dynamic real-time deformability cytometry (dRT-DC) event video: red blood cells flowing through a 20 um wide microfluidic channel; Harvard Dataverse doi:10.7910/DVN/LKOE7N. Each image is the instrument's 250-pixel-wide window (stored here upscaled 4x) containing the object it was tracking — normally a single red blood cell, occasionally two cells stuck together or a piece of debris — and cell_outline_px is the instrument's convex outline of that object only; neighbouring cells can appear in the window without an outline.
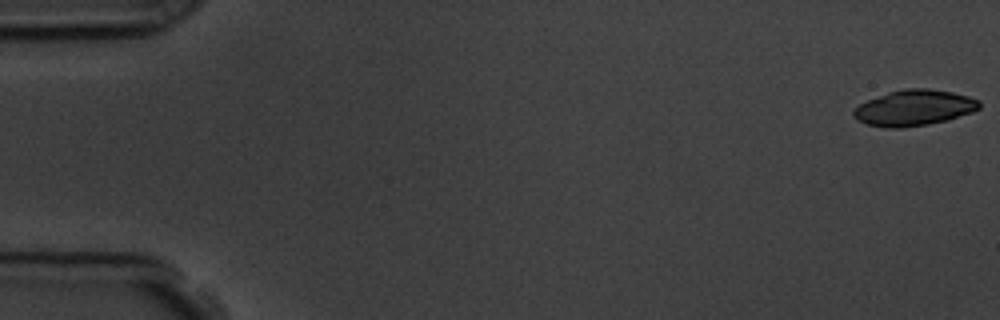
{"species": "common noctule bat (a hibernating species)", "species_latin": "Nyctalus noctula", "temperature_condition": "room temperature", "stored_images_in_passage": 57, "camera_frame_rate_fps": 3000, "um_per_image_px": 0.085, "animal": {"sex": "male", "body_mass_g": 19.5, "forearm_length_mm": 54.6}, "frame": {"image": 1, "passage_image": 1, "time_ms": 0.0, "image_size_px": [1000, 320], "cell_outline_px": [[980, 108], [972, 112], [948, 120], [928, 124], [900, 128], [884, 128], [868, 124], [856, 120], [852, 116], [852, 112], [860, 104], [868, 100], [888, 92], [904, 88], [928, 88], [952, 92], [968, 96], [980, 100]], "centroid_in_image_um": [77.7, 9.17], "position_along_channel_um": 7.3, "area_um2": 26.3}}
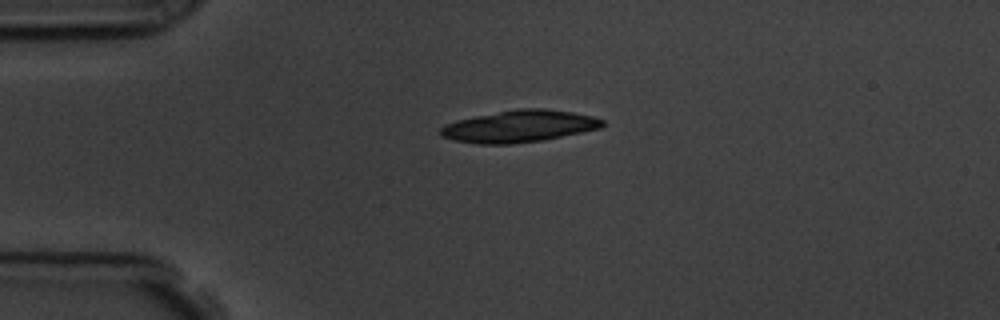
{"frame": {"image": 2, "passage_image": 14, "time_ms": 4.333, "image_size_px": [1000, 320], "cell_outline_px": [[604, 124], [600, 128], [544, 140], [508, 144], [476, 144], [452, 140], [440, 136], [440, 128], [444, 124], [456, 120], [516, 108], [544, 108], [572, 112], [592, 116], [604, 120]], "centroid_in_image_um": [44.1, 10.73], "position_along_channel_um": 40.9, "area_um2": 30.23}}